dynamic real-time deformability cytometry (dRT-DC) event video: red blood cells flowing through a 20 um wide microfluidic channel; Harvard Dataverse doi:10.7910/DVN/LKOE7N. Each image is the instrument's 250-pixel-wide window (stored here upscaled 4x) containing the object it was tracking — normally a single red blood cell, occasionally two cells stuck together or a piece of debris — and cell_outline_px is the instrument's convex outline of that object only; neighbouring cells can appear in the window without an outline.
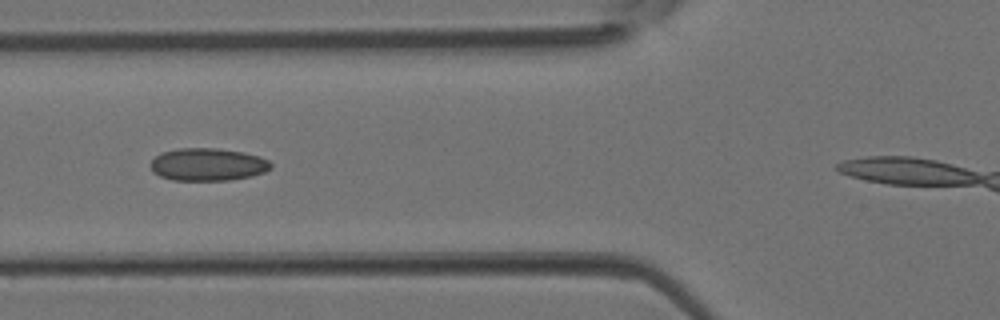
{"species": "Egyptian fruit bat (a non-hibernating species)", "species_latin": "Rousettus aegyptiacus", "temperature_condition": "room temperature", "stored_images_in_passage": 5, "segment_of_instrument_passage": [2, 3], "camera_frame_rate_fps": 3000, "um_per_image_px": 0.085, "animal": {"sex": "female"}, "frame": {"image": 1, "passage_image": 4, "time_ms": 1.0, "image_size_px": [1000, 320], "cell_outline_px": [[272, 168], [264, 172], [252, 176], [228, 180], [172, 180], [160, 176], [152, 172], [148, 164], [160, 152], [176, 148], [220, 148], [244, 152], [260, 156], [268, 160], [272, 164]], "centroid_in_image_um": [17.64, 13.97], "position_along_channel_um": 108.2, "area_um2": 23.24}}